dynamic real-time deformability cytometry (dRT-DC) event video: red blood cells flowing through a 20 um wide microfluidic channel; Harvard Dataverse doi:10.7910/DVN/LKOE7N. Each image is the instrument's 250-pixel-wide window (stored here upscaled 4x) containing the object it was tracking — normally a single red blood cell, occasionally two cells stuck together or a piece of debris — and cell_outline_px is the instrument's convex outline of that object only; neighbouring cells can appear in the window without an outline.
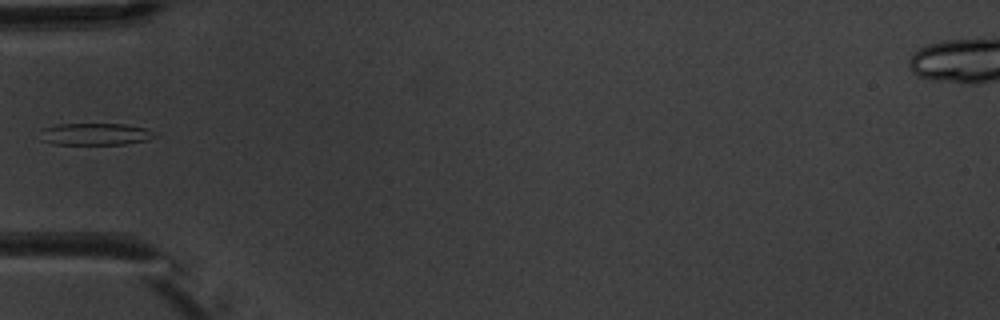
{"species": "common noctule bat (a hibernating species)", "species_latin": "Nyctalus noctula", "temperature_condition": "warm", "stored_images_in_passage": 6, "camera_frame_rate_fps": 3000, "um_per_image_px": 0.085, "animal": {"sex": "male", "body_mass_g": 20.1, "forearm_length_mm": 53.5}, "frame": {"image": 1, "passage_image": 5, "time_ms": 4.667, "image_size_px": [1000, 320], "cell_outline_px": [[156, 136], [148, 140], [124, 144], [52, 144], [40, 140], [40, 128], [56, 124], [124, 124], [148, 128]], "centroid_in_image_um": [8.03, 11.39], "position_along_channel_um": 77.0, "area_um2": 14.85}}
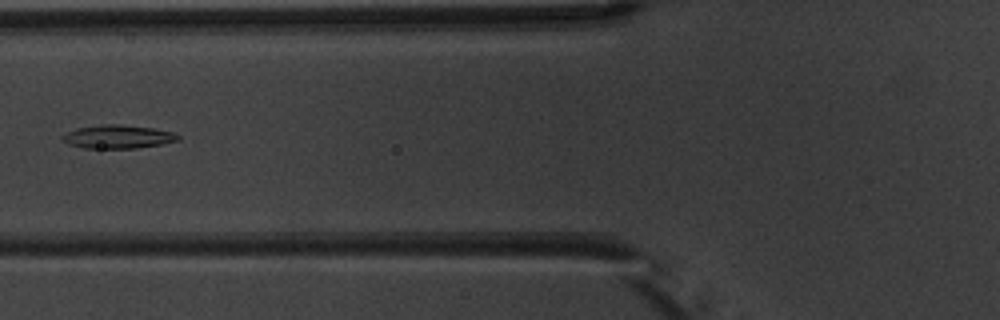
{"frame": {"image": 2, "passage_image": 6, "time_ms": 5.667, "image_size_px": [1000, 320], "cell_outline_px": [[180, 140], [160, 144], [136, 148], [84, 148], [68, 144], [60, 140], [60, 136], [64, 132], [76, 128], [104, 124], [120, 124], [152, 128], [172, 132], [180, 136]], "centroid_in_image_um": [9.95, 11.62], "position_along_channel_um": 115.9, "area_um2": 15.9}}